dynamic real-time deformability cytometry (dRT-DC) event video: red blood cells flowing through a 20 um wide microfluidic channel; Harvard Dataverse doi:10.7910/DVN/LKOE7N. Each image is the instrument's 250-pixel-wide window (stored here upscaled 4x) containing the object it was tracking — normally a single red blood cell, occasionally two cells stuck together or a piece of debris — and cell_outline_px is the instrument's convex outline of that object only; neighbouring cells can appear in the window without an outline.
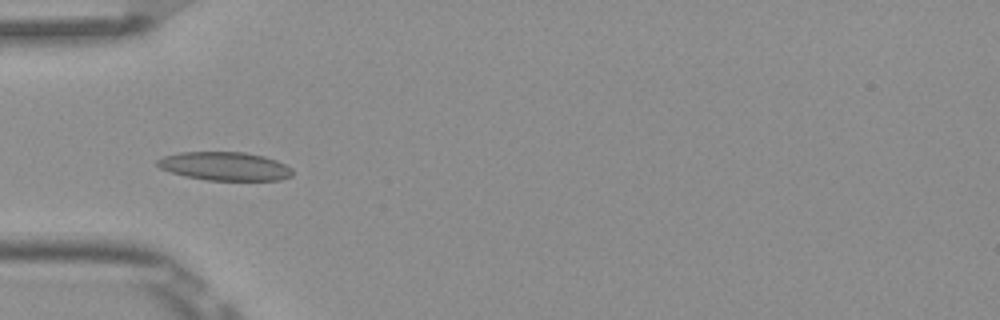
{"species": "Egyptian fruit bat (a non-hibernating species)", "species_latin": "Rousettus aegyptiacus", "temperature_condition": "room temperature", "stored_images_in_passage": 9, "camera_frame_rate_fps": 3000, "um_per_image_px": 0.085, "frame": {"image": 1, "passage_image": 6, "time_ms": 1.667, "image_size_px": [1000, 320], "cell_outline_px": [[292, 176], [280, 180], [208, 180], [184, 176], [160, 168], [156, 164], [156, 160], [164, 156], [180, 152], [244, 152], [264, 156], [276, 160], [292, 168]], "centroid_in_image_um": [19.11, 14.13], "position_along_channel_um": 65.9, "area_um2": 22.43}}
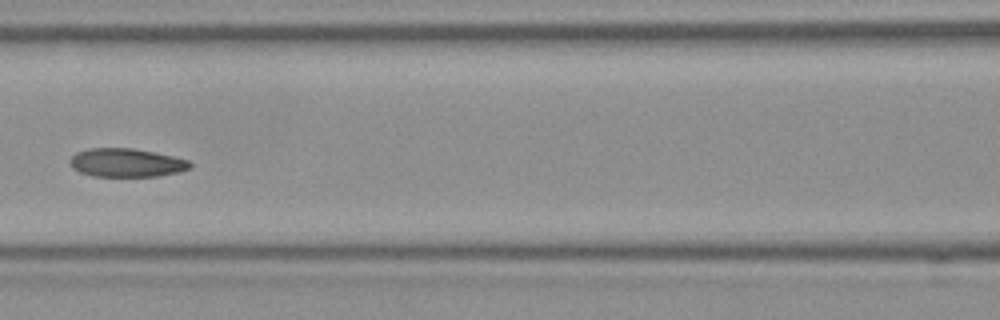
{"frame": {"image": 2, "passage_image": 8, "time_ms": 2.333, "image_size_px": [1000, 320], "cell_outline_px": [[192, 168], [180, 172], [156, 176], [92, 176], [80, 172], [72, 168], [68, 160], [76, 152], [88, 148], [132, 148], [172, 156], [188, 160], [192, 164]], "centroid_in_image_um": [10.73, 13.83], "position_along_channel_um": 155.9, "area_um2": 20.0}}
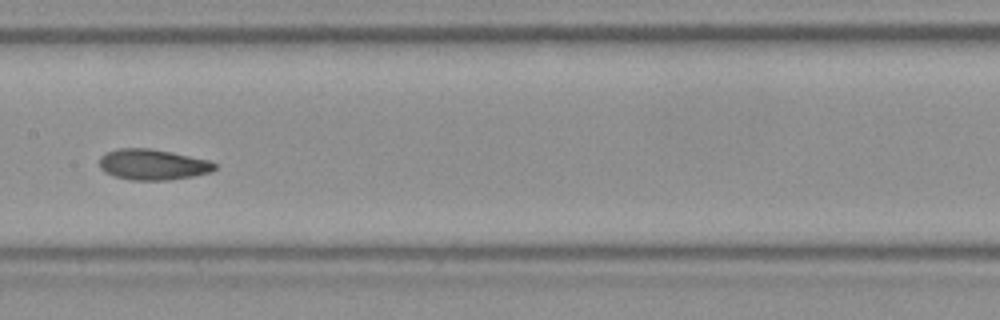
{"frame": {"image": 3, "passage_image": 9, "time_ms": 2.667, "image_size_px": [1000, 320], "cell_outline_px": [[216, 168], [212, 172], [192, 176], [168, 180], [132, 180], [116, 176], [104, 172], [100, 168], [100, 156], [104, 152], [116, 148], [148, 148], [172, 152], [208, 160], [216, 164]], "centroid_in_image_um": [12.96, 13.98], "position_along_channel_um": 194.4, "area_um2": 20.69}}